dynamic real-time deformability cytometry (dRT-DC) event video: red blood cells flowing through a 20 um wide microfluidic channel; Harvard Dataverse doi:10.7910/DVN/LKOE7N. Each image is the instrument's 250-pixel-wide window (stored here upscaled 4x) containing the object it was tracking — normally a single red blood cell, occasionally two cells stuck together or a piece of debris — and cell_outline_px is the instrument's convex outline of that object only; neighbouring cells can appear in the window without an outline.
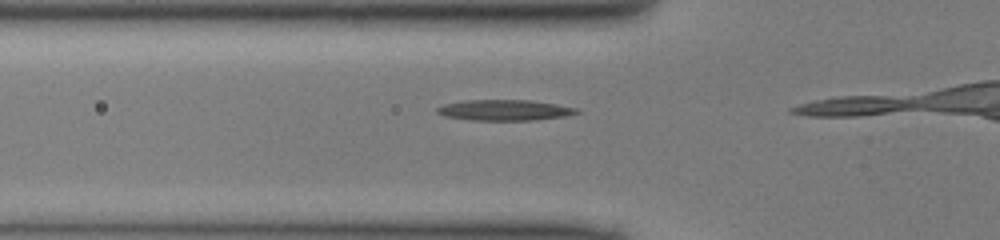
{"species": "common noctule bat (a hibernating species)", "species_latin": "Nyctalus noctula", "temperature_condition": "cold", "stored_images_in_passage": 6, "camera_frame_rate_fps": 3000, "um_per_image_px": 0.085, "animal": {"sex": "male", "body_mass_g": 13.0, "forearm_length_mm": 53.1}, "frame": {"image": 1, "passage_image": 4, "time_ms": 1.0, "image_size_px": [1000, 240], "cell_outline_px": [[580, 112], [564, 116], [536, 120], [468, 120], [444, 116], [436, 112], [436, 108], [444, 104], [464, 100], [532, 100], [556, 104], [576, 108]], "centroid_in_image_um": [42.85, 9.36], "position_along_channel_um": 83.0, "area_um2": 16.88}}